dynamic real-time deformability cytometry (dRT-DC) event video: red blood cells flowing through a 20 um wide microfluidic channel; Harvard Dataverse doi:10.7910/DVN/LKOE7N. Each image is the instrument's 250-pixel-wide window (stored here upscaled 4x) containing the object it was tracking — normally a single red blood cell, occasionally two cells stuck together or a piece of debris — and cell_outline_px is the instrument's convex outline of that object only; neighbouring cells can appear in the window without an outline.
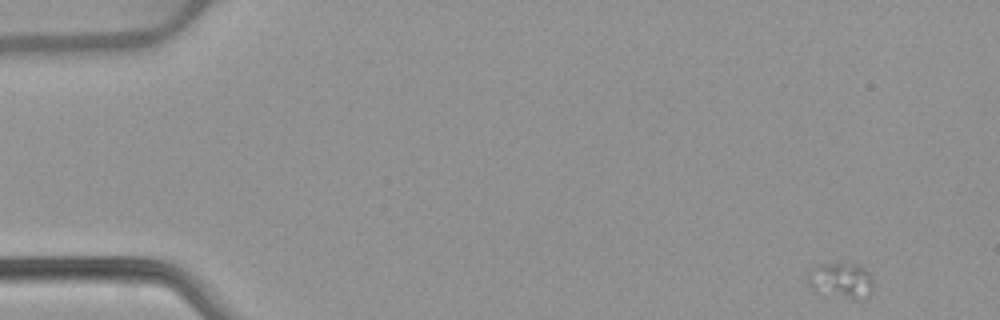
{"species": "common noctule bat (a hibernating species)", "species_latin": "Nyctalus noctula", "temperature_condition": "warm", "stored_images_in_passage": 14, "camera_frame_rate_fps": 3000, "um_per_image_px": 0.085, "animal": {"sex": "female", "body_mass_g": 22.7, "forearm_length_mm": 54.2}, "frame": {"image": 1, "passage_image": 1, "time_ms": 0.0, "image_size_px": [1000, 320], "cell_outline_px": [[872, 292], [868, 296], [848, 296], [816, 292], [808, 284], [808, 272], [816, 264], [856, 264], [864, 268], [868, 272], [872, 280]], "centroid_in_image_um": [71.45, 23.78], "position_along_channel_um": 13.6, "area_um2": 12.95}}